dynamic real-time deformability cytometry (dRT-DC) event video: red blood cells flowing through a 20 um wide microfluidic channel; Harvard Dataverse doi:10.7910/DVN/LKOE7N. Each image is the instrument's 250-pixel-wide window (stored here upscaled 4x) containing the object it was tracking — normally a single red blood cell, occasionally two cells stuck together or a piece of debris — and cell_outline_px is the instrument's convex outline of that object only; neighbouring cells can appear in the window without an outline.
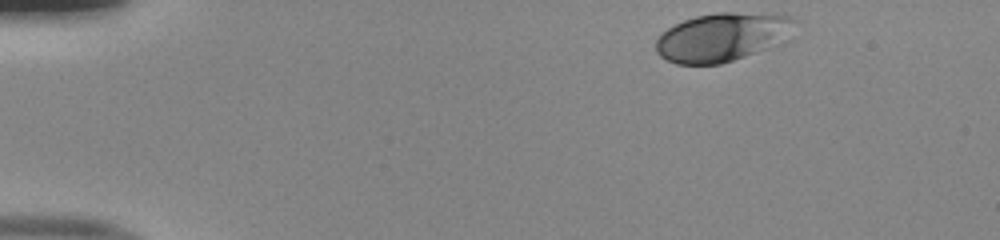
{"species": "human", "species_latin": "Homo sapiens", "temperature_condition": "room temperature", "stored_images_in_passage": 39, "camera_frame_rate_fps": 3000, "um_per_image_px": 0.085, "donor": {"sex": "male"}, "frame": {"image": 1, "passage_image": 1, "time_ms": 0.0, "image_size_px": [1000, 240], "cell_outline_px": [[796, 20], [768, 48], [720, 64], [676, 64], [660, 56], [656, 52], [656, 40], [668, 28], [684, 20], [696, 16], [716, 12], [732, 12], [792, 16]], "centroid_in_image_um": [61.24, 3.15], "position_along_channel_um": 23.8, "area_um2": 37.86}}
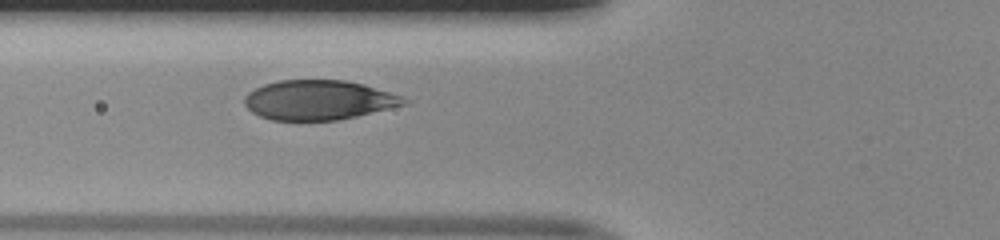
{"frame": {"image": 2, "passage_image": 14, "time_ms": 4.333, "image_size_px": [1000, 240], "cell_outline_px": [[412, 100], [408, 104], [356, 116], [336, 120], [272, 120], [260, 116], [252, 112], [244, 104], [244, 96], [248, 92], [264, 84], [280, 80], [344, 80], [364, 84], [404, 96]], "centroid_in_image_um": [27.12, 8.5], "position_along_channel_um": 98.7, "area_um2": 36.99}}
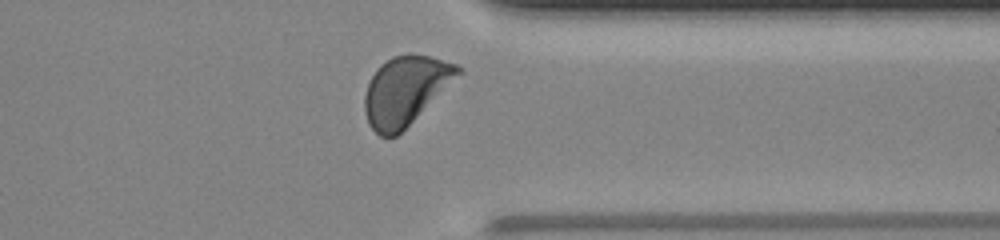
{"frame": {"image": 3, "passage_image": 35, "time_ms": 11.333, "image_size_px": [1000, 240], "cell_outline_px": [[464, 72], [396, 136], [380, 136], [368, 124], [364, 112], [364, 96], [368, 84], [372, 76], [380, 64], [392, 56], [408, 52], [428, 56], [456, 64], [464, 68]], "centroid_in_image_um": [34.46, 7.66], "position_along_channel_um": 376.9, "area_um2": 37.34}, "authors_computed_cell_mechanics": {"area_um2": 38.5526, "velocity_mm_per_s": 3.9899, "shape_relaxation_time_tau1_ms": 2.0174, "shape_relaxation_time_tau2_ms": null, "deformation_change_tau1": 0.1282, "deformation_change_tau2": null}}